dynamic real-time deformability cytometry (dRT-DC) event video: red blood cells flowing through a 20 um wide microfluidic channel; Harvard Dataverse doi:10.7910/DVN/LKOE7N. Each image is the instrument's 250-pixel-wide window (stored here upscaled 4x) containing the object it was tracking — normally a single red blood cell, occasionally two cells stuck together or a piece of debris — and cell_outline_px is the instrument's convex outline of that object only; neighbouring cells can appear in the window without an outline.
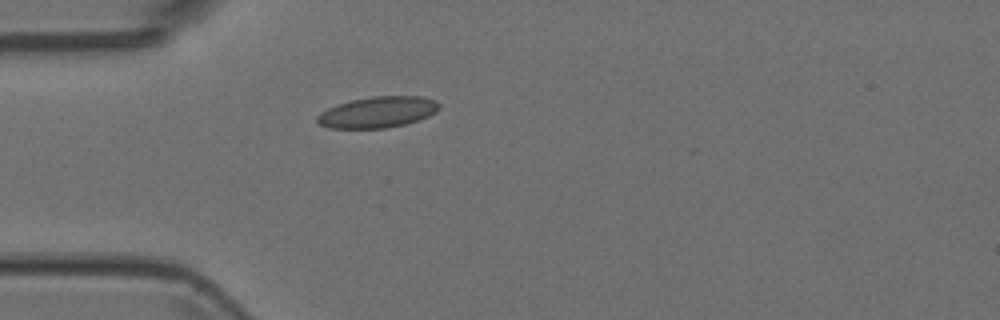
{"species": "Egyptian fruit bat (a non-hibernating species)", "species_latin": "Rousettus aegyptiacus", "temperature_condition": "room temperature", "stored_images_in_passage": 4, "camera_frame_rate_fps": 3000, "um_per_image_px": 0.085, "animal": {"sex": "female"}, "frame": {"image": 1, "passage_image": 4, "time_ms": 1.0, "image_size_px": [1000, 320], "cell_outline_px": [[440, 108], [436, 112], [428, 116], [404, 124], [384, 128], [328, 128], [320, 124], [316, 120], [316, 116], [320, 112], [328, 108], [352, 100], [372, 96], [420, 96], [436, 100], [440, 104]], "centroid_in_image_um": [32.11, 9.53], "position_along_channel_um": 52.9, "area_um2": 21.96}}